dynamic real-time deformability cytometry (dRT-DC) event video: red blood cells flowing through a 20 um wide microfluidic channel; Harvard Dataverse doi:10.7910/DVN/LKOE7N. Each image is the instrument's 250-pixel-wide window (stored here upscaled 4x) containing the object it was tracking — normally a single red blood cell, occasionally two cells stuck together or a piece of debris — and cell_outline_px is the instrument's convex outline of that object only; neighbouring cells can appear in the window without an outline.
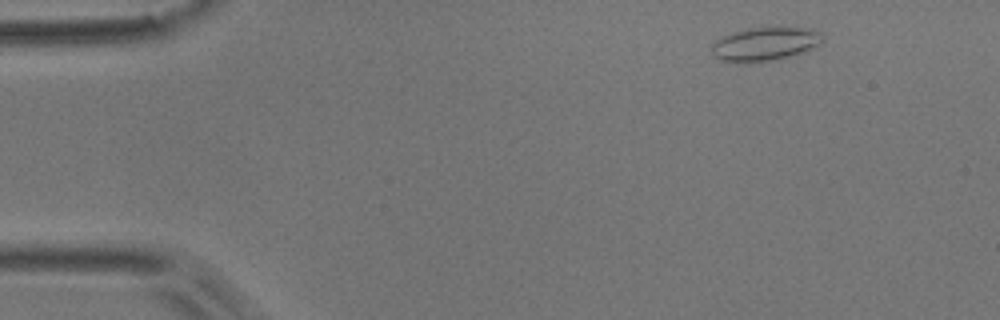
{"species": "common noctule bat (a hibernating species)", "species_latin": "Nyctalus noctula", "temperature_condition": "room temperature", "stored_images_in_passage": 8, "camera_frame_rate_fps": 3000, "um_per_image_px": 0.085, "animal": {"sex": "male", "body_mass_g": 17.9}, "frame": {"image": 1, "passage_image": 1, "time_ms": 0.0, "image_size_px": [1000, 320], "cell_outline_px": [[824, 40], [820, 44], [796, 56], [772, 60], [736, 64], [720, 60], [712, 56], [712, 44], [716, 40], [732, 32], [748, 28], [776, 24], [780, 24], [812, 28], [824, 32]], "centroid_in_image_um": [65.1, 3.7], "position_along_channel_um": 19.9, "area_um2": 23.18}}
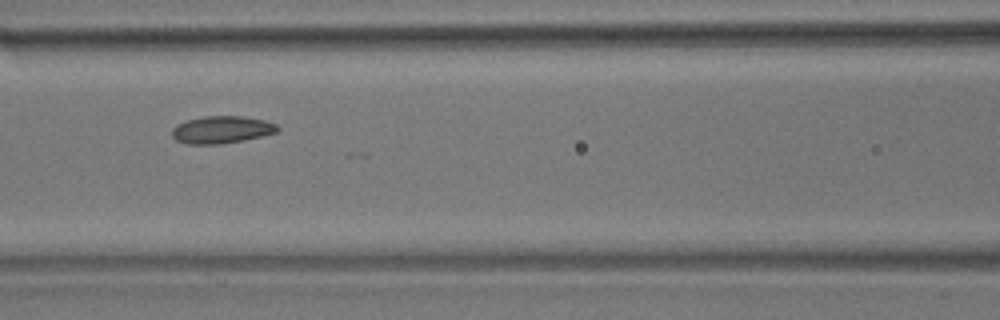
{"frame": {"image": 2, "passage_image": 6, "time_ms": 1.667, "image_size_px": [1000, 320], "cell_outline_px": [[280, 128], [276, 132], [264, 136], [244, 140], [220, 144], [184, 144], [176, 140], [172, 136], [172, 128], [176, 124], [188, 120], [204, 116], [244, 116], [264, 120], [276, 124]], "centroid_in_image_um": [18.83, 11.03], "position_along_channel_um": 147.8, "area_um2": 16.94}}
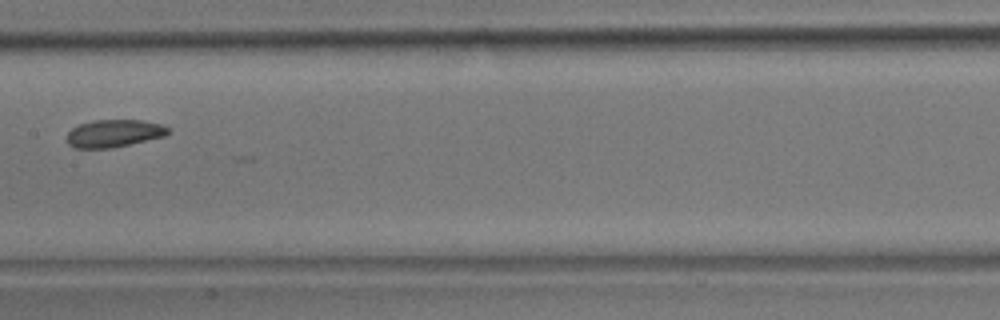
{"frame": {"image": 3, "passage_image": 7, "time_ms": 2.0, "image_size_px": [1000, 320], "cell_outline_px": [[168, 132], [164, 136], [112, 148], [76, 148], [68, 144], [68, 132], [72, 128], [80, 124], [92, 120], [140, 120], [164, 124], [168, 128]], "centroid_in_image_um": [9.68, 11.33], "position_along_channel_um": 197.7, "area_um2": 16.13}}